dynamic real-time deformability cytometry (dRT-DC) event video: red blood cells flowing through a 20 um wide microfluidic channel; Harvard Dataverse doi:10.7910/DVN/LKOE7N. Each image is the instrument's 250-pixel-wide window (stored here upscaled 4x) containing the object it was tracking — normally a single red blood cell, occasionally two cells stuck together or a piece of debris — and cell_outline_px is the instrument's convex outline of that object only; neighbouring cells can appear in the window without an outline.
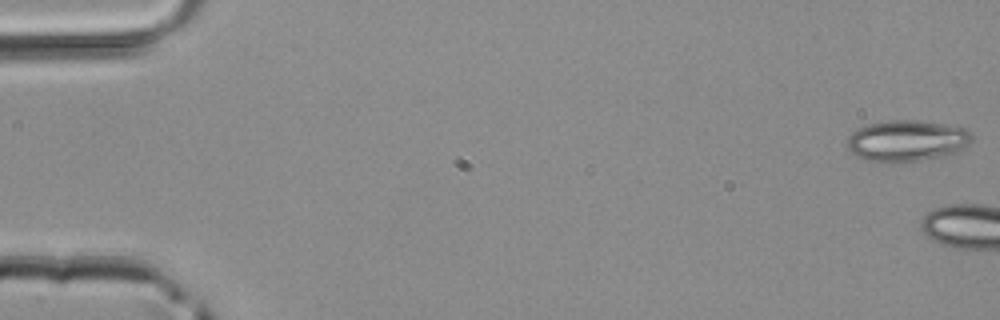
{"species": "common noctule bat (a hibernating species)", "species_latin": "Nyctalus noctula", "temperature_condition": "room temperature", "stored_images_in_passage": 5, "camera_frame_rate_fps": 3000, "um_per_image_px": 0.085, "animal": {"sex": "male", "body_mass_g": 20.4}, "frame": {"image": 1, "passage_image": 1, "time_ms": 0.0, "image_size_px": [1000, 320], "cell_outline_px": [[972, 140], [968, 144], [956, 152], [940, 156], [920, 160], [896, 164], [884, 164], [864, 160], [856, 156], [848, 148], [848, 136], [856, 128], [868, 124], [888, 120], [920, 120], [944, 124], [964, 128], [972, 132]], "centroid_in_image_um": [77.04, 11.98], "position_along_channel_um": 8.0, "area_um2": 30.4}}